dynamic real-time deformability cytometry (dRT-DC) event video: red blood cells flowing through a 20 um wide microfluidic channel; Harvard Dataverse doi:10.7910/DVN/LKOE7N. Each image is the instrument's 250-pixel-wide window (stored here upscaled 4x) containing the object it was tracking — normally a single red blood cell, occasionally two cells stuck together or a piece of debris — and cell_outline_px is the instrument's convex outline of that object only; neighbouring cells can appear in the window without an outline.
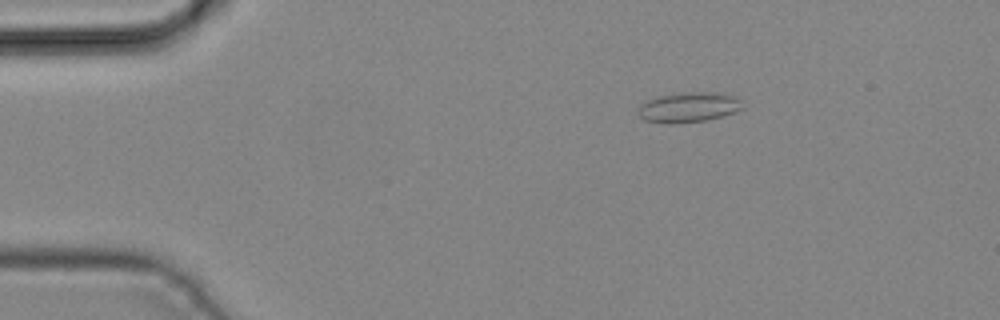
{"species": "common noctule bat (a hibernating species)", "species_latin": "Nyctalus noctula", "temperature_condition": "cold", "stored_images_in_passage": 4, "camera_frame_rate_fps": 3000, "um_per_image_px": 0.085, "animal": {"sex": "male", "body_mass_g": 19.2, "forearm_length_mm": 51.8}, "frame": {"image": 1, "passage_image": 2, "time_ms": 0.333, "image_size_px": [1000, 320], "cell_outline_px": [[744, 108], [736, 112], [708, 120], [672, 124], [664, 124], [644, 120], [636, 112], [640, 104], [648, 100], [660, 96], [680, 92], [712, 92], [732, 96], [740, 100]], "centroid_in_image_um": [58.5, 9.13], "position_along_channel_um": 26.5, "area_um2": 18.44}}